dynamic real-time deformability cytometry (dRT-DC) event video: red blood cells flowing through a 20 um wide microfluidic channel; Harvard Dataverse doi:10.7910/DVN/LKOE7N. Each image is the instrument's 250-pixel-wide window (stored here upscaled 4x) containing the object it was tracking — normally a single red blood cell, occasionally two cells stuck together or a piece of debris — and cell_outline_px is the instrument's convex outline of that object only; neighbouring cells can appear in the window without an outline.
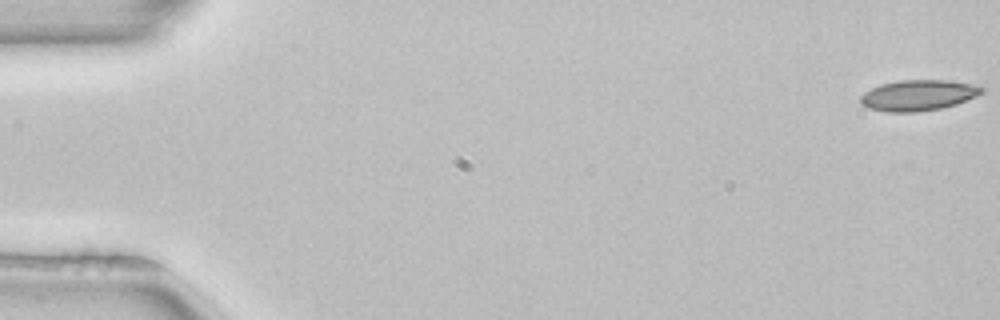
{"species": "common noctule bat (a hibernating species)", "species_latin": "Nyctalus noctula", "temperature_condition": "room temperature", "stored_images_in_passage": 52, "camera_frame_rate_fps": 3000, "um_per_image_px": 0.085, "animal": {"sex": "female", "body_mass_g": 22.7, "forearm_length_mm": 54.2}, "frame": {"image": 1, "passage_image": 1, "time_ms": 0.0, "image_size_px": [1000, 320], "cell_outline_px": [[984, 92], [976, 96], [956, 104], [940, 108], [916, 112], [884, 112], [868, 108], [860, 104], [860, 96], [864, 92], [880, 84], [900, 80], [948, 80], [980, 84], [984, 88]], "centroid_in_image_um": [78.06, 8.09], "position_along_channel_um": 6.9, "area_um2": 22.02}}
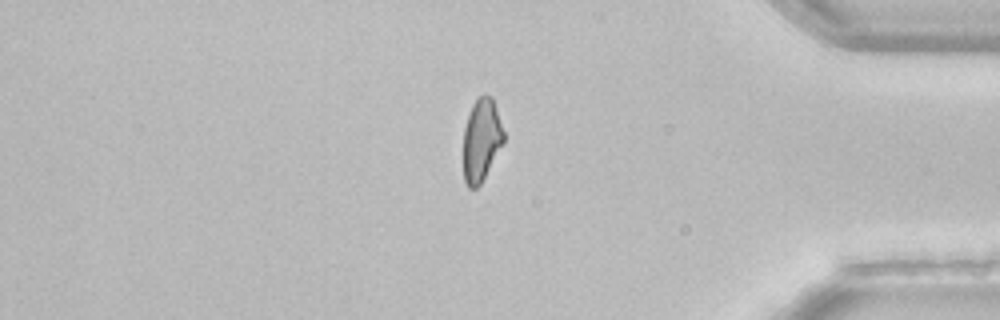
{"frame": {"image": 2, "passage_image": 44, "time_ms": 14.333, "image_size_px": [1000, 320], "cell_outline_px": [[504, 144], [480, 184], [476, 188], [468, 188], [464, 180], [464, 128], [472, 104], [480, 96], [492, 96], [504, 132]], "centroid_in_image_um": [40.93, 11.92], "position_along_channel_um": 394.3, "area_um2": 19.31}}
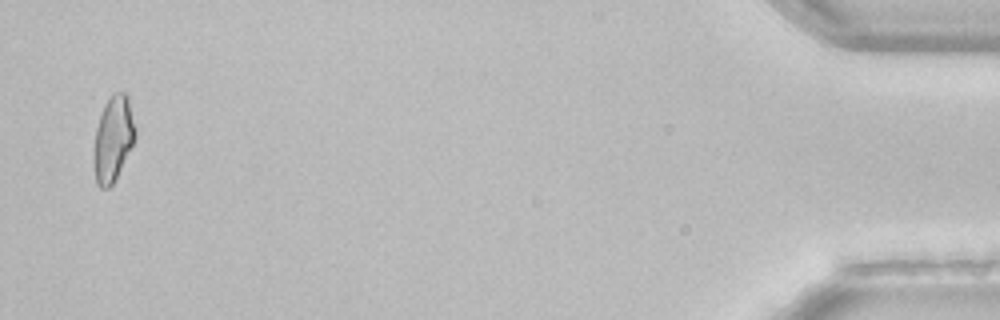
{"frame": {"image": 3, "passage_image": 51, "time_ms": 16.667, "image_size_px": [1000, 320], "cell_outline_px": [[136, 136], [112, 184], [108, 188], [100, 188], [96, 184], [92, 160], [92, 152], [96, 128], [104, 104], [108, 96], [112, 92], [124, 92], [128, 96], [136, 132]], "centroid_in_image_um": [9.57, 11.77], "position_along_channel_um": 425.6, "area_um2": 20.69}, "authors_computed_cell_mechanics": {"area_um2": 21.5594, "velocity_mm_per_s": 3.9784, "shape_relaxation_time_tau1_ms": null, "shape_relaxation_time_tau2_ms": 3.936, "deformation_change_tau1": null, "deformation_change_tau2": 0.0872}}